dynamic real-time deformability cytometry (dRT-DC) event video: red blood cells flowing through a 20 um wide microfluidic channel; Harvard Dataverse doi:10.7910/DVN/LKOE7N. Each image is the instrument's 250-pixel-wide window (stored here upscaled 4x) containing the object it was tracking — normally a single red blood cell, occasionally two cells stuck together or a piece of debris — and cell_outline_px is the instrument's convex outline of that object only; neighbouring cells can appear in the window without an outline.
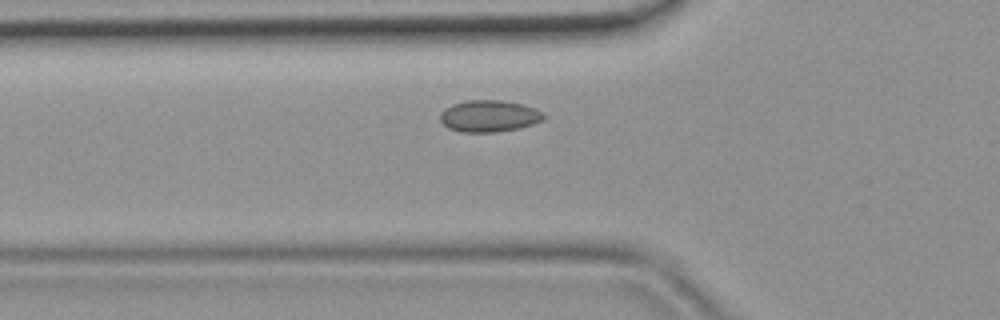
{"species": "common noctule bat (a hibernating species)", "species_latin": "Nyctalus noctula", "temperature_condition": "room temperature", "stored_images_in_passage": 37, "camera_frame_rate_fps": 3000, "um_per_image_px": 0.085, "animal": {"sex": "female", "body_mass_g": 19.9}, "frame": {"image": 1, "passage_image": 9, "time_ms": 2.667, "image_size_px": [1000, 320], "cell_outline_px": [[548, 116], [544, 120], [520, 128], [496, 132], [460, 132], [448, 128], [440, 120], [440, 112], [444, 108], [452, 104], [468, 100], [500, 100], [524, 104], [544, 112]], "centroid_in_image_um": [41.6, 9.86], "position_along_channel_um": 84.2, "area_um2": 19.42}}
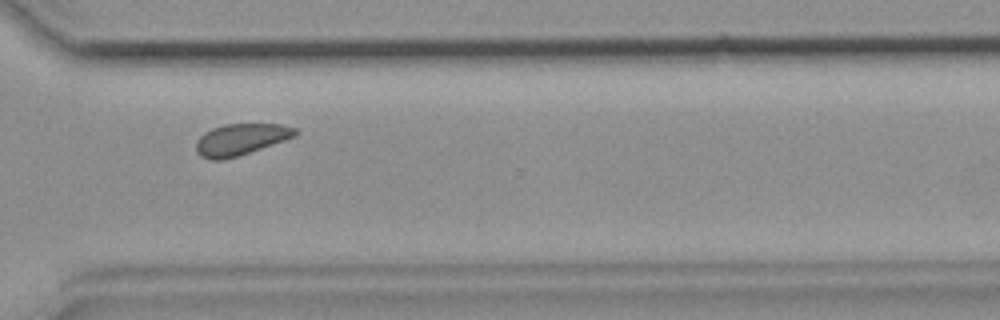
{"frame": {"image": 2, "passage_image": 27, "time_ms": 8.667, "image_size_px": [1000, 320], "cell_outline_px": [[300, 132], [296, 136], [236, 156], [220, 160], [212, 160], [200, 156], [196, 152], [196, 140], [204, 132], [212, 128], [224, 124], [280, 124], [296, 128]], "centroid_in_image_um": [20.44, 11.83], "position_along_channel_um": 350.2, "area_um2": 18.03}}
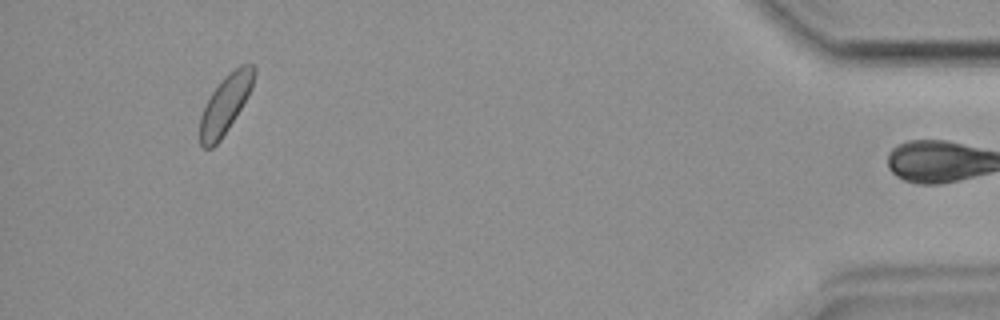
{"frame": {"image": 3, "passage_image": 36, "time_ms": 11.667, "image_size_px": [1000, 320], "cell_outline_px": [[256, 72], [252, 88], [248, 96], [236, 116], [220, 140], [212, 148], [204, 148], [200, 144], [200, 116], [212, 92], [228, 72], [240, 64], [256, 64]], "centroid_in_image_um": [19.18, 8.82], "position_along_channel_um": 416.0, "area_um2": 18.26}}